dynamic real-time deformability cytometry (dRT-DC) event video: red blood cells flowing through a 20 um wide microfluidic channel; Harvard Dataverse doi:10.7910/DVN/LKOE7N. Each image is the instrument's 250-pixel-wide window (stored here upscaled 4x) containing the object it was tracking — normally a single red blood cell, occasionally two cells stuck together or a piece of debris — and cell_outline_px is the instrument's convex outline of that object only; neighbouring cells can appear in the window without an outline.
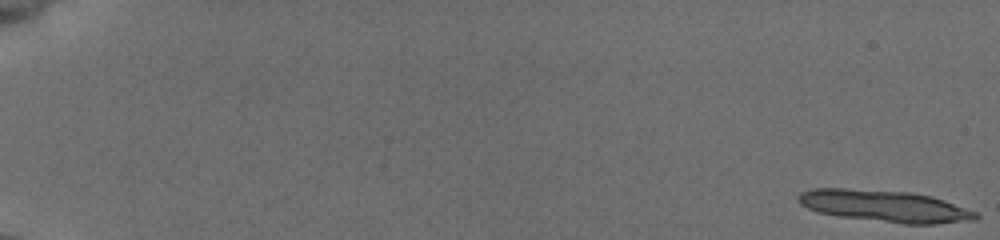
{"species": "common noctule bat (a hibernating species)", "species_latin": "Nyctalus noctula", "temperature_condition": "cold", "stored_images_in_passage": 17, "camera_frame_rate_fps": 3000, "um_per_image_px": 0.085, "animal": {"sex": "female", "body_mass_g": 19.5, "forearm_length_mm": 54.1}, "frame": {"image": 1, "passage_image": 1, "time_ms": 0.0, "image_size_px": [1000, 240], "cell_outline_px": [[980, 216], [976, 220], [936, 224], [904, 224], [836, 216], [820, 212], [808, 208], [800, 204], [796, 200], [796, 196], [800, 192], [812, 188], [844, 188], [908, 192], [932, 196], [944, 200], [976, 212]], "centroid_in_image_um": [75.18, 17.52], "position_along_channel_um": 9.8, "area_um2": 33.0}}